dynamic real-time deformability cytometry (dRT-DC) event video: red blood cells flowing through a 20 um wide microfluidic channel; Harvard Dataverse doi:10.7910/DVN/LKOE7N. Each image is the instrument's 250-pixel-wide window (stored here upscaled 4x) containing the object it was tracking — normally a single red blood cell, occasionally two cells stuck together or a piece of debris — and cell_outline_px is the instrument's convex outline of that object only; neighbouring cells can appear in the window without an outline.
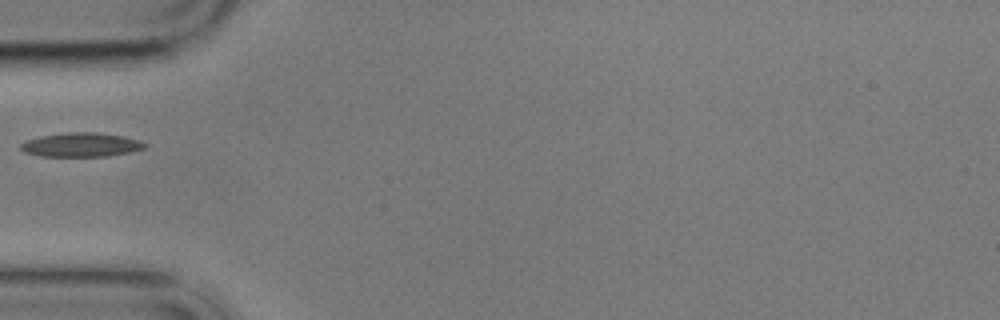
{"species": "common noctule bat (a hibernating species)", "species_latin": "Nyctalus noctula", "temperature_condition": "cold", "stored_images_in_passage": 6, "camera_frame_rate_fps": 3000, "um_per_image_px": 0.085, "animal": {"sex": "male", "body_mass_g": 17.9}, "frame": {"image": 1, "passage_image": 6, "time_ms": 6.0, "image_size_px": [1000, 320], "cell_outline_px": [[148, 144], [144, 148], [128, 152], [108, 156], [40, 156], [24, 152], [20, 148], [20, 144], [24, 140], [40, 136], [68, 132], [96, 132], [124, 136], [140, 140]], "centroid_in_image_um": [6.87, 12.3], "position_along_channel_um": 78.1, "area_um2": 17.46}}